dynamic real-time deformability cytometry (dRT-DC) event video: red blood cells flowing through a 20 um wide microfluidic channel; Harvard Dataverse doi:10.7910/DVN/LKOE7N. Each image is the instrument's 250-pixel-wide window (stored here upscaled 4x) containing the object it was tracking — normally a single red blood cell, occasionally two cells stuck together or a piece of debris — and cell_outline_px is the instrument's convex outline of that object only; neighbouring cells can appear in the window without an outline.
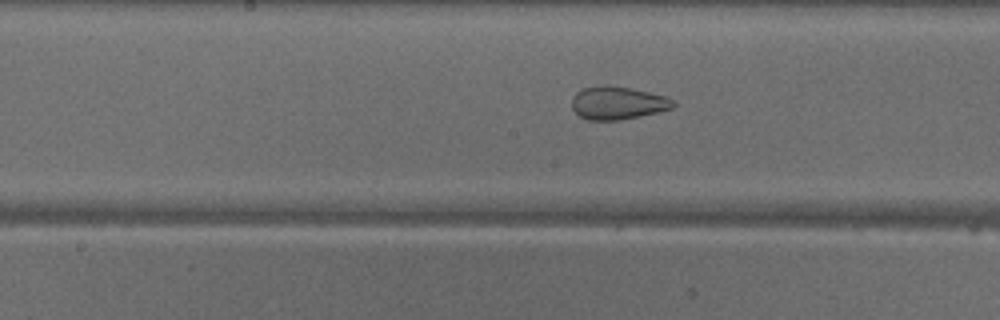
{"species": "common noctule bat (a hibernating species)", "species_latin": "Nyctalus noctula", "temperature_condition": "warm", "stored_images_in_passage": 28, "camera_frame_rate_fps": 3000, "um_per_image_px": 0.085, "animal": {"sex": "male", "body_mass_g": 18.8}, "frame": {"image": 1, "passage_image": 20, "time_ms": 6.333, "image_size_px": [1000, 320], "cell_outline_px": [[676, 104], [672, 108], [656, 112], [620, 120], [588, 120], [580, 116], [572, 108], [572, 96], [576, 92], [584, 88], [600, 84], [612, 84], [632, 88], [664, 96], [672, 100]], "centroid_in_image_um": [52.46, 8.73], "position_along_channel_um": 195.7, "area_um2": 19.54}}
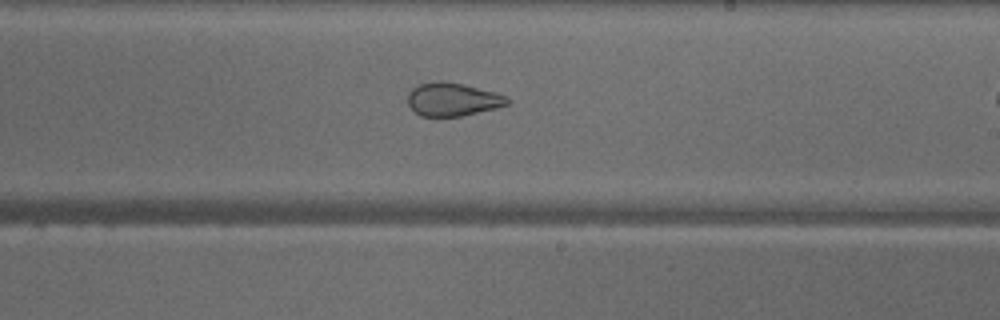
{"frame": {"image": 2, "passage_image": 24, "time_ms": 7.667, "image_size_px": [1000, 320], "cell_outline_px": [[512, 100], [508, 104], [496, 108], [464, 116], [420, 116], [408, 104], [408, 92], [412, 88], [420, 84], [436, 80], [444, 80], [464, 84], [508, 96]], "centroid_in_image_um": [38.49, 8.44], "position_along_channel_um": 250.5, "area_um2": 19.48}}